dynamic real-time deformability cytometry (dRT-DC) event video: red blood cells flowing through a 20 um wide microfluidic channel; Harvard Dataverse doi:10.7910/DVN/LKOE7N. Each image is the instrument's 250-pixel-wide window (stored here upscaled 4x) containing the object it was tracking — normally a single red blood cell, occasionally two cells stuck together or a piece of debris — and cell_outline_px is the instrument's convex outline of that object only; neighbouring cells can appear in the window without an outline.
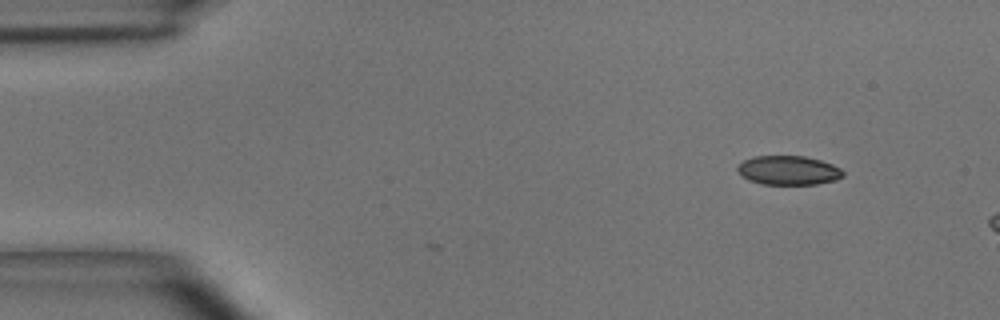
{"species": "common noctule bat (a hibernating species)", "species_latin": "Nyctalus noctula", "temperature_condition": "room temperature", "stored_images_in_passage": 2, "camera_frame_rate_fps": 3000, "um_per_image_px": 0.085, "animal": {"sex": "male", "body_mass_g": 15.6}, "frame": {"image": 1, "passage_image": 2, "time_ms": 0.333, "image_size_px": [1000, 320], "cell_outline_px": [[844, 176], [836, 180], [816, 184], [760, 184], [748, 180], [736, 168], [744, 160], [752, 156], [804, 156], [820, 160], [832, 164], [840, 168], [844, 172]], "centroid_in_image_um": [67.04, 14.48], "position_along_channel_um": 18.0, "area_um2": 17.86}}